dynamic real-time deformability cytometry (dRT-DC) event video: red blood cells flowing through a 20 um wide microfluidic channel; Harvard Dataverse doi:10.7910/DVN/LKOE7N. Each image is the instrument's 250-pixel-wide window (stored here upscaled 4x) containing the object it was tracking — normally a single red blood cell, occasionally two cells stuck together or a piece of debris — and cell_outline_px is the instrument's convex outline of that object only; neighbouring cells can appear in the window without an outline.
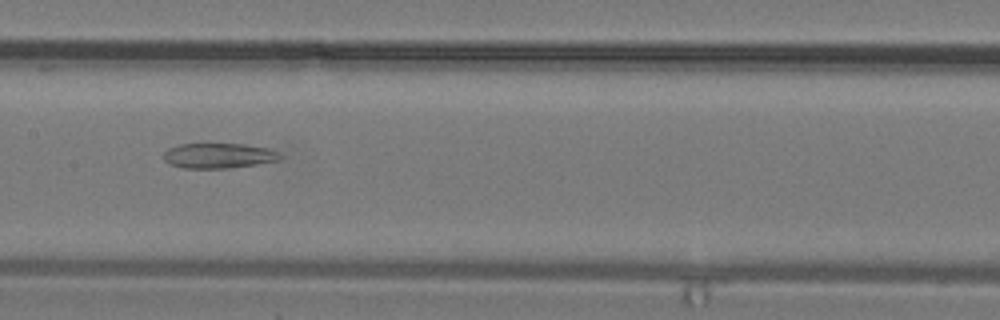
{"species": "common noctule bat (a hibernating species)", "species_latin": "Nyctalus noctula", "temperature_condition": "warm", "stored_images_in_passage": 32, "camera_frame_rate_fps": 3000, "um_per_image_px": 0.085, "animal": {"sex": "male", "body_mass_g": 19.2, "forearm_length_mm": 51.8}, "frame": {"image": 1, "passage_image": 17, "time_ms": 5.333, "image_size_px": [1000, 320], "cell_outline_px": [[284, 156], [280, 160], [256, 164], [228, 168], [184, 168], [168, 164], [164, 160], [164, 152], [168, 148], [180, 144], [244, 144], [272, 148], [280, 152]], "centroid_in_image_um": [18.63, 13.23], "position_along_channel_um": 188.8, "area_um2": 17.28}}
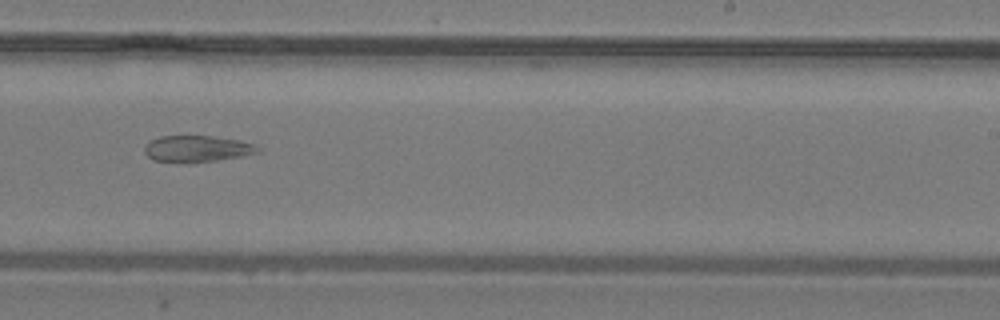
{"frame": {"image": 2, "passage_image": 21, "time_ms": 6.667, "image_size_px": [1000, 320], "cell_outline_px": [[260, 152], [244, 156], [188, 164], [152, 160], [144, 152], [144, 144], [148, 140], [160, 136], [212, 136], [236, 140], [256, 144], [260, 148]], "centroid_in_image_um": [16.71, 12.66], "position_along_channel_um": 272.3, "area_um2": 17.86}}
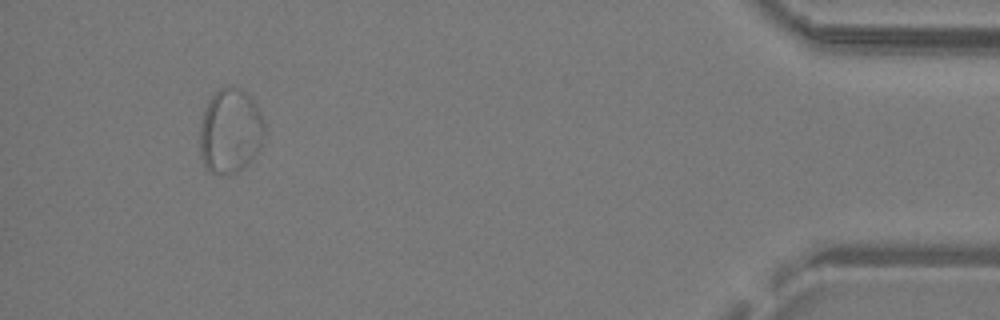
{"frame": {"image": 3, "passage_image": 31, "time_ms": 10.0, "image_size_px": [1000, 320], "cell_outline_px": [[264, 132], [260, 144], [256, 152], [236, 172], [228, 176], [224, 176], [212, 172], [204, 164], [200, 156], [200, 124], [204, 108], [208, 100], [220, 88], [240, 88], [256, 104], [260, 112], [264, 124]], "centroid_in_image_um": [19.53, 11.14], "position_along_channel_um": 415.7, "area_um2": 31.39}}